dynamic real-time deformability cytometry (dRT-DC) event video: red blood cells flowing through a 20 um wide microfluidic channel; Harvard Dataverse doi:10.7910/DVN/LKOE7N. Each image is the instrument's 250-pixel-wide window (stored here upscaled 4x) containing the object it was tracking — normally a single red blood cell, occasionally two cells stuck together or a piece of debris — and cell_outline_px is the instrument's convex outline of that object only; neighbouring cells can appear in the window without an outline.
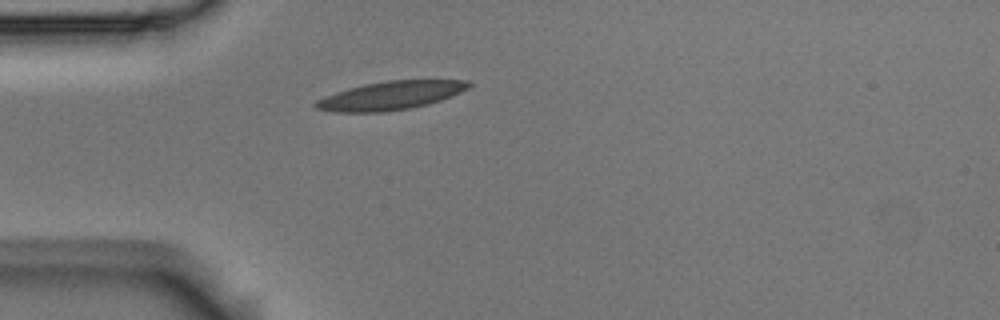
{"species": "Egyptian fruit bat (a non-hibernating species)", "species_latin": "Rousettus aegyptiacus", "temperature_condition": "room temperature", "stored_images_in_passage": 1, "camera_frame_rate_fps": 3000, "um_per_image_px": 0.085, "animal": {"sex": "male"}, "frame": {"image": 1, "passage_image": 1, "time_ms": 0.0, "image_size_px": [1000, 320], "cell_outline_px": [[472, 84], [468, 88], [452, 96], [428, 104], [408, 108], [384, 112], [332, 112], [316, 108], [312, 104], [316, 100], [324, 96], [348, 88], [364, 84], [388, 80], [468, 80]], "centroid_in_image_um": [33.17, 8.12], "position_along_channel_um": 51.8, "area_um2": 25.37}}